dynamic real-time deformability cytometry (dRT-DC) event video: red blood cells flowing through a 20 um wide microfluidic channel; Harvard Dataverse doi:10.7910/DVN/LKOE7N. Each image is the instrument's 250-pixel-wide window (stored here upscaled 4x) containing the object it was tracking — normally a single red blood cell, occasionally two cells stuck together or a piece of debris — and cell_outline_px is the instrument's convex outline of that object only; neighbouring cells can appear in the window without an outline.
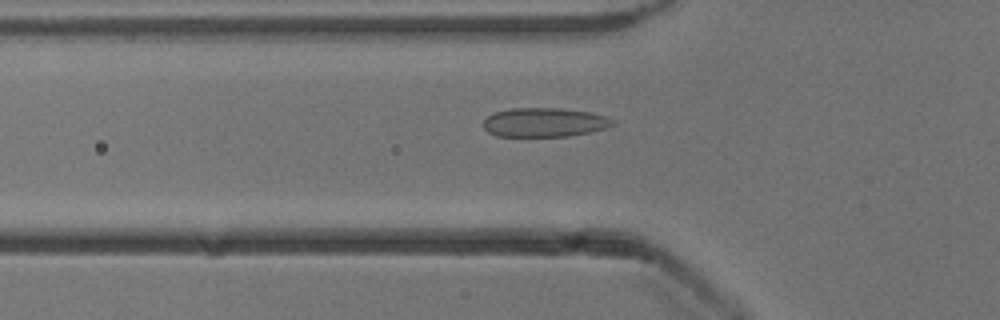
{"species": "common noctule bat (a hibernating species)", "species_latin": "Nyctalus noctula", "temperature_condition": "cold", "stored_images_in_passage": 47, "camera_frame_rate_fps": 3000, "um_per_image_px": 0.085, "animal": {"sex": "male", "body_mass_g": 13.3}, "frame": {"image": 1, "passage_image": 13, "time_ms": 4.0, "image_size_px": [1000, 320], "cell_outline_px": [[616, 120], [612, 124], [604, 128], [592, 132], [568, 136], [496, 136], [488, 132], [484, 128], [484, 120], [488, 116], [496, 112], [512, 108], [560, 108], [588, 112], [604, 116]], "centroid_in_image_um": [46.26, 10.4], "position_along_channel_um": 79.5, "area_um2": 21.73}}
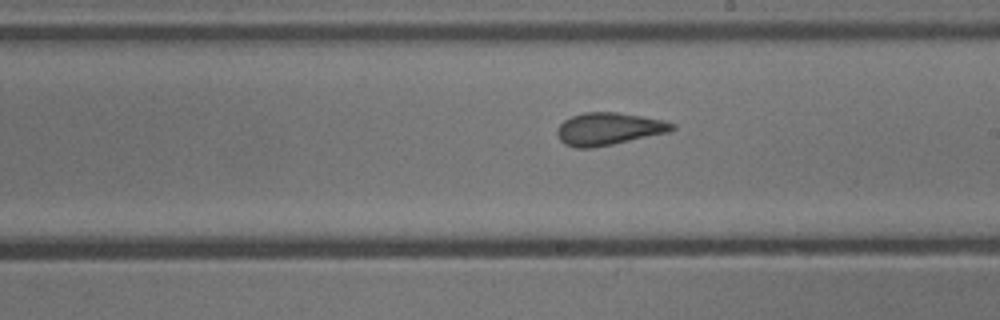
{"frame": {"image": 2, "passage_image": 25, "time_ms": 8.0, "image_size_px": [1000, 320], "cell_outline_px": [[676, 128], [668, 132], [612, 144], [592, 148], [576, 148], [564, 144], [560, 140], [556, 132], [556, 128], [564, 120], [572, 116], [584, 112], [616, 112], [664, 120], [676, 124]], "centroid_in_image_um": [51.71, 10.95], "position_along_channel_um": 237.3, "area_um2": 21.68}}
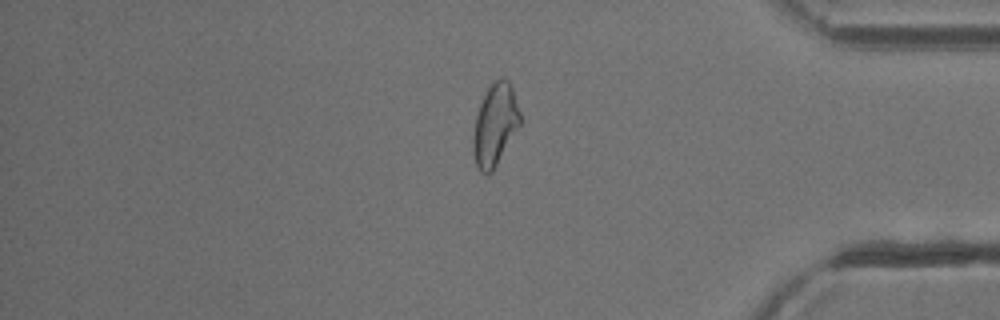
{"frame": {"image": 3, "passage_image": 39, "time_ms": 12.667, "image_size_px": [1000, 320], "cell_outline_px": [[520, 124], [492, 172], [480, 172], [476, 164], [472, 152], [472, 136], [476, 116], [480, 104], [488, 88], [496, 80], [504, 76], [508, 80], [512, 88], [520, 112]], "centroid_in_image_um": [42.06, 10.6], "position_along_channel_um": 393.1, "area_um2": 22.08}, "authors_computed_cell_mechanics": {"area_um2": 22.1374, "velocity_mm_per_s": 3.9088, "shape_relaxation_time_tau1_ms": null, "shape_relaxation_time_tau2_ms": 1.0231, "deformation_change_tau1": null, "deformation_change_tau2": 0.0687}}